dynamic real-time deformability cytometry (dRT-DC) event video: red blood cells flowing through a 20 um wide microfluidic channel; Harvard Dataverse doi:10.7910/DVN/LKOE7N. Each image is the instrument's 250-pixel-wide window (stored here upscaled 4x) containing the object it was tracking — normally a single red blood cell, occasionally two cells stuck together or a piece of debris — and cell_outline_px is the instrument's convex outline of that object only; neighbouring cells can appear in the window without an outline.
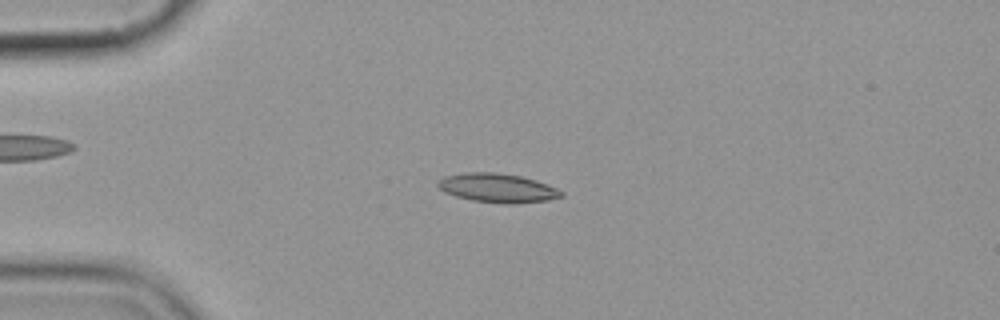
{"species": "common noctule bat (a hibernating species)", "species_latin": "Nyctalus noctula", "temperature_condition": "cold", "stored_images_in_passage": 2, "camera_frame_rate_fps": 3000, "um_per_image_px": 0.085, "animal": {"sex": "female", "body_mass_g": 19.9}, "frame": {"image": 1, "passage_image": 2, "time_ms": 1.0, "image_size_px": [1000, 320], "cell_outline_px": [[564, 196], [548, 200], [508, 204], [504, 204], [472, 200], [456, 196], [444, 192], [436, 184], [444, 176], [464, 172], [492, 172], [520, 176], [536, 180], [556, 188], [564, 192]], "centroid_in_image_um": [42.28, 15.98], "position_along_channel_um": 42.7, "area_um2": 20.75}}